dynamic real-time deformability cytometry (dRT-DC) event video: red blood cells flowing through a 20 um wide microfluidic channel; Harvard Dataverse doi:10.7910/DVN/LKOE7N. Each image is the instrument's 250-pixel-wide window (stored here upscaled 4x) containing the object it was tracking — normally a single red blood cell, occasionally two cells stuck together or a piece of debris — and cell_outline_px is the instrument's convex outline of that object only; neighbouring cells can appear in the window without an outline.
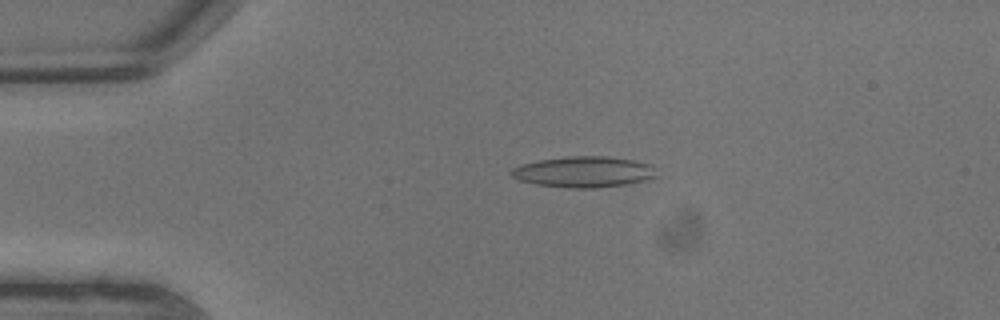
{"species": "common noctule bat (a hibernating species)", "species_latin": "Nyctalus noctula", "temperature_condition": "warm", "stored_images_in_passage": 7, "camera_frame_rate_fps": 3000, "um_per_image_px": 0.085, "animal": {"sex": "male", "body_mass_g": 13.3}, "frame": {"image": 1, "passage_image": 4, "time_ms": 1.0, "image_size_px": [1000, 320], "cell_outline_px": [[656, 176], [644, 180], [624, 184], [592, 188], [568, 188], [536, 184], [520, 180], [512, 176], [508, 172], [512, 168], [524, 164], [540, 160], [568, 156], [604, 156], [632, 160], [652, 164]], "centroid_in_image_um": [49.59, 14.61], "position_along_channel_um": 35.4, "area_um2": 25.84}}
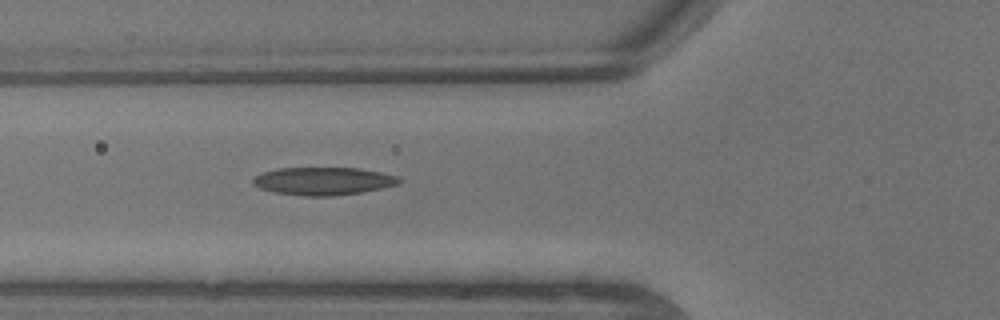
{"frame": {"image": 2, "passage_image": 7, "time_ms": 2.0, "image_size_px": [1000, 320], "cell_outline_px": [[400, 184], [360, 192], [332, 196], [304, 196], [276, 192], [260, 188], [252, 184], [252, 180], [256, 176], [264, 172], [276, 168], [360, 168], [400, 176]], "centroid_in_image_um": [27.49, 15.38], "position_along_channel_um": 98.3, "area_um2": 23.58}}